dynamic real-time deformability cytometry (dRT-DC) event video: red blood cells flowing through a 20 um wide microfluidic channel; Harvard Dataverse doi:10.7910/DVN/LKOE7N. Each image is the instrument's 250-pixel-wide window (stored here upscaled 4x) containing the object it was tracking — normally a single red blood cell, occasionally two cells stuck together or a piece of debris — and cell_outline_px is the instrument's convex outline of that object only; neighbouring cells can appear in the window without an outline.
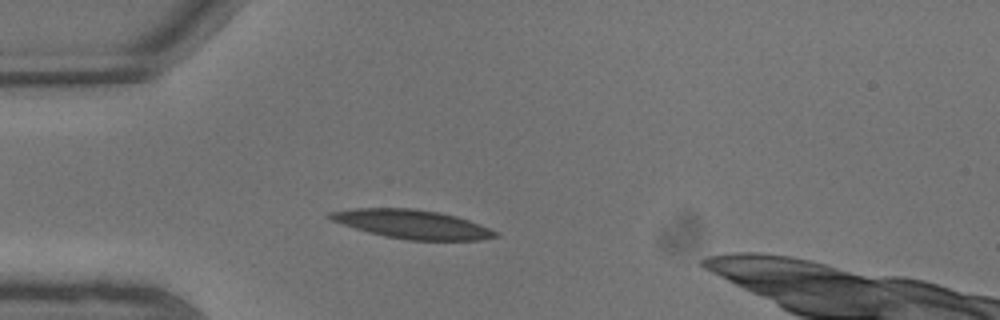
{"species": "common noctule bat (a hibernating species)", "species_latin": "Nyctalus noctula", "temperature_condition": "warm", "stored_images_in_passage": 8, "camera_frame_rate_fps": 3000, "um_per_image_px": 0.085, "animal": {"sex": "male", "body_mass_g": 13.3}, "frame": {"image": 1, "passage_image": 5, "time_ms": 1.333, "image_size_px": [1000, 320], "cell_outline_px": [[500, 236], [480, 240], [408, 240], [384, 236], [368, 232], [332, 220], [324, 216], [328, 212], [356, 208], [412, 208], [440, 212], [456, 216], [480, 224], [500, 232]], "centroid_in_image_um": [35.07, 19.05], "position_along_channel_um": 49.9, "area_um2": 27.8}}
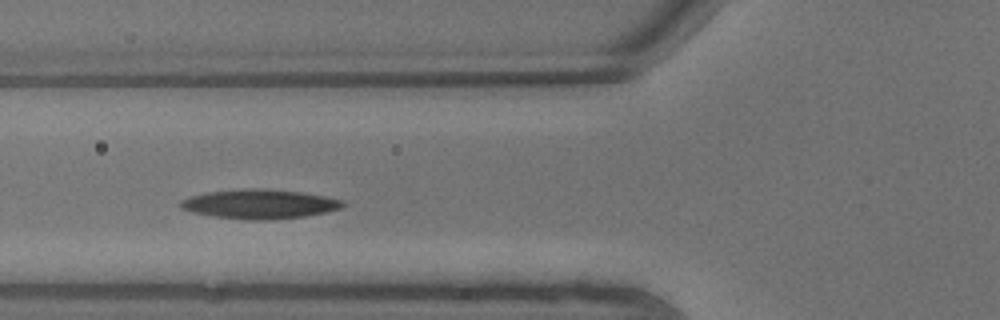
{"frame": {"image": 2, "passage_image": 7, "time_ms": 2.0, "image_size_px": [1000, 320], "cell_outline_px": [[344, 204], [340, 208], [324, 212], [304, 216], [268, 220], [252, 220], [212, 216], [192, 212], [180, 208], [176, 204], [180, 200], [192, 196], [208, 192], [244, 188], [264, 188], [300, 192], [324, 196], [344, 200]], "centroid_in_image_um": [22.01, 17.34], "position_along_channel_um": 103.8, "area_um2": 27.69}}
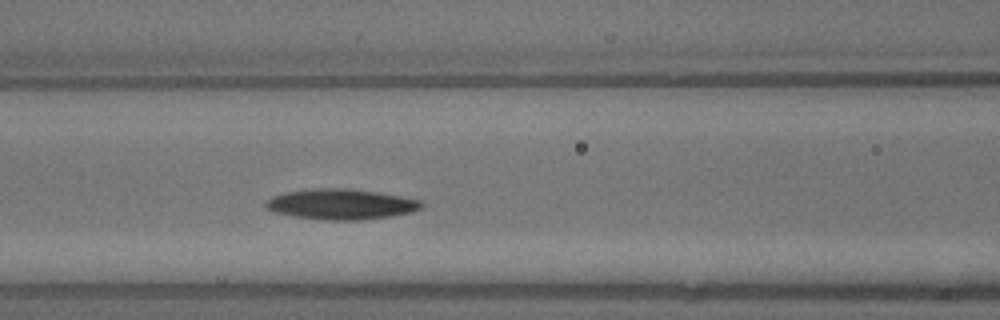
{"frame": {"image": 3, "passage_image": 8, "time_ms": 2.333, "image_size_px": [1000, 320], "cell_outline_px": [[424, 204], [420, 208], [412, 212], [392, 216], [356, 220], [324, 220], [292, 216], [276, 212], [264, 208], [264, 200], [272, 196], [284, 192], [312, 188], [348, 188], [376, 192], [424, 200]], "centroid_in_image_um": [28.95, 17.35], "position_along_channel_um": 137.6, "area_um2": 27.92}}